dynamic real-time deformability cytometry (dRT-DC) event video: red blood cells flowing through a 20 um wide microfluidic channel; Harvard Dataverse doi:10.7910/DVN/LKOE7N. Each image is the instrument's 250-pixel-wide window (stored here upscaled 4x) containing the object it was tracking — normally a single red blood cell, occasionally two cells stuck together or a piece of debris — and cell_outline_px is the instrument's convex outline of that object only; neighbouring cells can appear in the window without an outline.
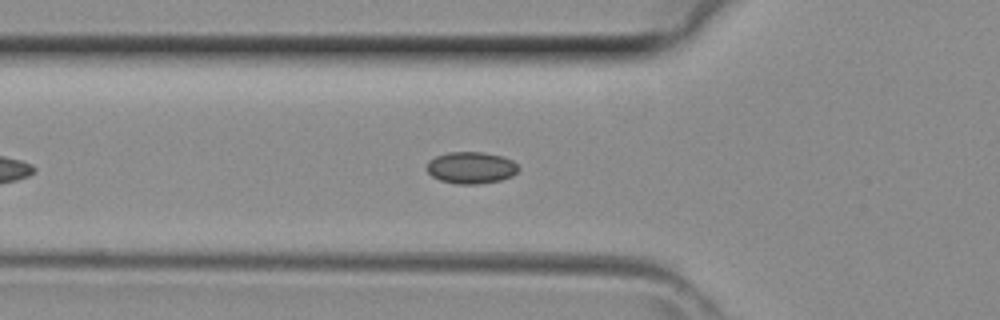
{"species": "common noctule bat (a hibernating species)", "species_latin": "Nyctalus noctula", "temperature_condition": "room temperature", "stored_images_in_passage": 38, "camera_frame_rate_fps": 3000, "um_per_image_px": 0.085, "animal": {"sex": "female", "body_mass_g": 29.2, "forearm_length_mm": 56.3}, "frame": {"image": 1, "passage_image": 9, "time_ms": 2.667, "image_size_px": [1000, 320], "cell_outline_px": [[520, 168], [512, 176], [500, 180], [476, 184], [456, 184], [440, 180], [432, 176], [424, 168], [428, 160], [436, 156], [448, 152], [484, 152], [500, 156], [512, 160]], "centroid_in_image_um": [40.0, 14.25], "position_along_channel_um": 85.8, "area_um2": 17.05}}
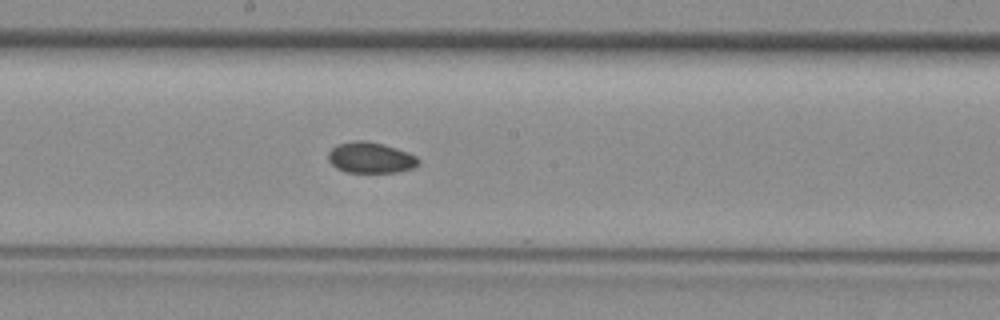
{"frame": {"image": 2, "passage_image": 17, "time_ms": 5.333, "image_size_px": [1000, 320], "cell_outline_px": [[420, 164], [412, 168], [396, 172], [348, 172], [336, 168], [328, 160], [328, 152], [336, 144], [356, 140], [364, 140], [384, 144], [408, 152], [416, 156], [420, 160]], "centroid_in_image_um": [31.5, 13.39], "position_along_channel_um": 216.7, "area_um2": 16.3}}
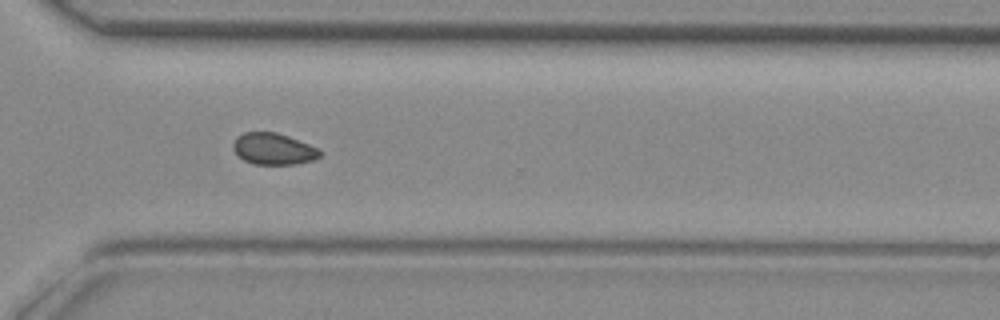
{"frame": {"image": 3, "passage_image": 25, "time_ms": 8.0, "image_size_px": [1000, 320], "cell_outline_px": [[324, 152], [316, 160], [296, 164], [252, 164], [244, 160], [232, 148], [232, 144], [236, 136], [244, 132], [276, 132], [288, 136], [308, 144]], "centroid_in_image_um": [23.25, 12.66], "position_along_channel_um": 347.4, "area_um2": 16.01}}